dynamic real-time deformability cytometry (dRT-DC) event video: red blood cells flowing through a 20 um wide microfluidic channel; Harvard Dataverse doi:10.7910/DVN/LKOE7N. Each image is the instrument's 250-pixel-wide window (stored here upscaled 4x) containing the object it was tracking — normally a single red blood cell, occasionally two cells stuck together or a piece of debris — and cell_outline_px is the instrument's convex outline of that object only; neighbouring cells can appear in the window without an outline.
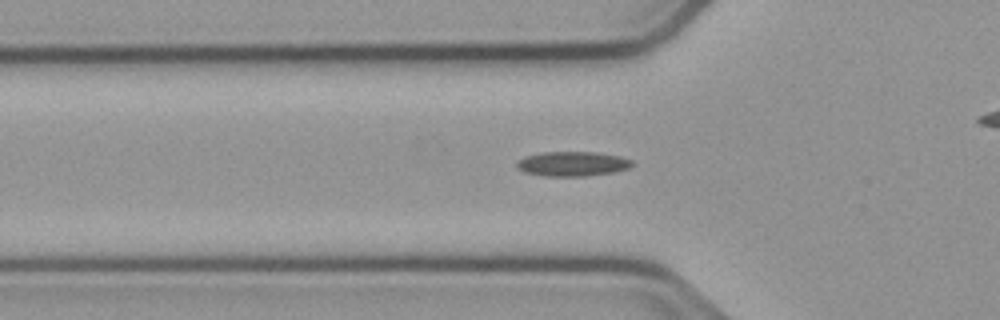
{"species": "common noctule bat (a hibernating species)", "species_latin": "Nyctalus noctula", "temperature_condition": "cold", "stored_images_in_passage": 31, "camera_frame_rate_fps": 3000, "um_per_image_px": 0.085, "animal": {"sex": "male", "body_mass_g": 23.1, "forearm_length_mm": 52.7}, "frame": {"image": 1, "passage_image": 3, "time_ms": 0.667, "image_size_px": [1000, 320], "cell_outline_px": [[632, 164], [628, 168], [612, 172], [588, 176], [544, 176], [524, 172], [516, 168], [516, 160], [528, 156], [544, 152], [596, 152], [620, 156], [632, 160]], "centroid_in_image_um": [48.63, 13.93], "position_along_channel_um": 77.2, "area_um2": 16.53}}
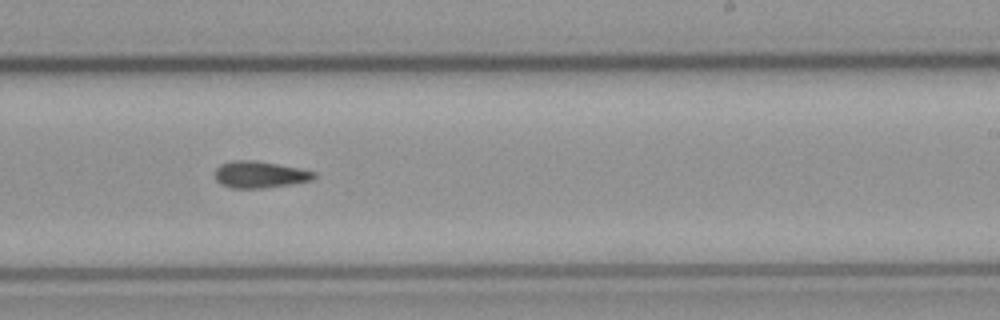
{"frame": {"image": 2, "passage_image": 18, "time_ms": 5.667, "image_size_px": [1000, 320], "cell_outline_px": [[316, 176], [312, 180], [292, 184], [260, 188], [232, 188], [220, 184], [216, 180], [216, 168], [220, 164], [236, 160], [256, 160], [300, 168], [316, 172]], "centroid_in_image_um": [22.09, 14.83], "position_along_channel_um": 266.9, "area_um2": 15.43}}
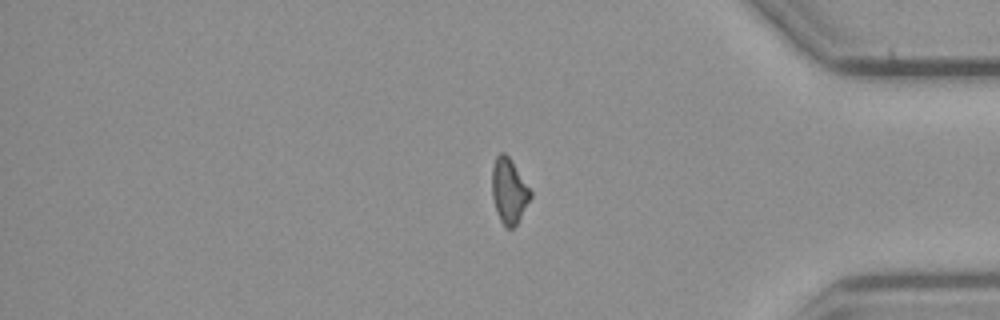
{"frame": {"image": 3, "passage_image": 30, "time_ms": 9.667, "image_size_px": [1000, 320], "cell_outline_px": [[532, 196], [516, 224], [512, 228], [508, 228], [500, 220], [496, 212], [492, 196], [492, 168], [496, 156], [500, 152], [504, 152], [508, 156], [532, 192]], "centroid_in_image_um": [43.25, 16.22], "position_along_channel_um": 392.0, "area_um2": 14.33}}